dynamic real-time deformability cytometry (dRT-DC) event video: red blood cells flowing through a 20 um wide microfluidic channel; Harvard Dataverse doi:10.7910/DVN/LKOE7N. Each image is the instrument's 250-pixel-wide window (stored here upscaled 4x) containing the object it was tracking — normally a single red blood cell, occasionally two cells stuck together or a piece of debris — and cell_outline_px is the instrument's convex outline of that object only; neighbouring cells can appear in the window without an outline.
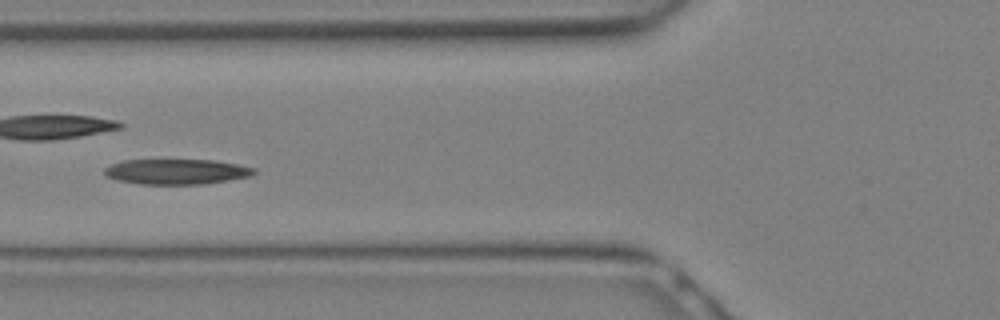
{"species": "Egyptian fruit bat (a non-hibernating species)", "species_latin": "Rousettus aegyptiacus", "temperature_condition": "warm", "stored_images_in_passage": 12, "camera_frame_rate_fps": 3000, "um_per_image_px": 0.085, "animal": {"sex": "female"}, "frame": {"image": 1, "passage_image": 9, "time_ms": 2.667, "image_size_px": [1000, 320], "cell_outline_px": [[256, 172], [248, 176], [204, 184], [140, 184], [116, 180], [108, 176], [104, 172], [104, 168], [112, 164], [124, 160], [212, 160], [236, 164], [256, 168]], "centroid_in_image_um": [14.97, 14.59], "position_along_channel_um": 110.8, "area_um2": 21.79}}